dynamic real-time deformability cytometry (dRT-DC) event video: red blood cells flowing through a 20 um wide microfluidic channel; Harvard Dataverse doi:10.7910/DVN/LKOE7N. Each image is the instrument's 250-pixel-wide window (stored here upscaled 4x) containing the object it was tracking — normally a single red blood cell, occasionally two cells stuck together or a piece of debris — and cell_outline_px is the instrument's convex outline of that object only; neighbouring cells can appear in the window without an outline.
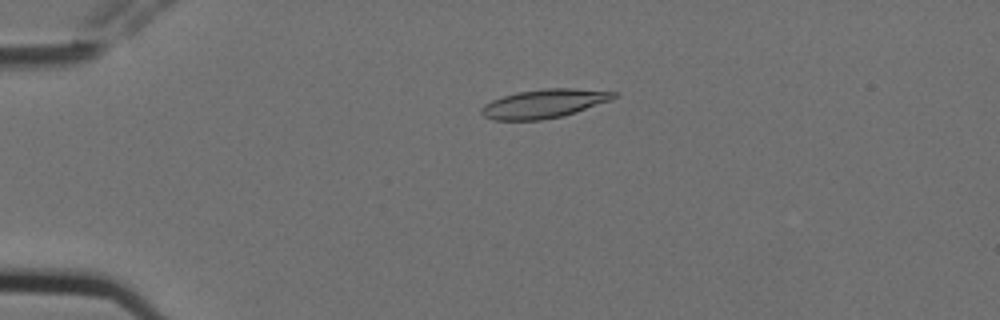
{"species": "Egyptian fruit bat (a non-hibernating species)", "species_latin": "Rousettus aegyptiacus", "temperature_condition": "cold", "stored_images_in_passage": 4, "camera_frame_rate_fps": 3000, "um_per_image_px": 0.085, "animal": {"sex": "female"}, "frame": {"image": 1, "passage_image": 3, "time_ms": 0.667, "image_size_px": [1000, 320], "cell_outline_px": [[616, 96], [612, 100], [576, 112], [560, 116], [540, 120], [492, 120], [484, 116], [480, 112], [480, 108], [484, 104], [492, 100], [516, 92], [544, 88], [576, 88], [616, 92]], "centroid_in_image_um": [46.23, 8.8], "position_along_channel_um": 38.8, "area_um2": 22.2}}